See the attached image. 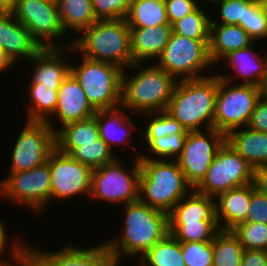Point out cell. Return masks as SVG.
<instances>
[{
  "mask_svg": "<svg viewBox=\"0 0 267 266\" xmlns=\"http://www.w3.org/2000/svg\"><path fill=\"white\" fill-rule=\"evenodd\" d=\"M267 224V195L260 193L251 183V199L247 212V221Z\"/></svg>",
  "mask_w": 267,
  "mask_h": 266,
  "instance_id": "cell-42",
  "label": "cell"
},
{
  "mask_svg": "<svg viewBox=\"0 0 267 266\" xmlns=\"http://www.w3.org/2000/svg\"><path fill=\"white\" fill-rule=\"evenodd\" d=\"M254 0H225L219 4L220 7V19L221 23L215 20L210 24H233L239 25L240 21H244L245 9L253 2Z\"/></svg>",
  "mask_w": 267,
  "mask_h": 266,
  "instance_id": "cell-41",
  "label": "cell"
},
{
  "mask_svg": "<svg viewBox=\"0 0 267 266\" xmlns=\"http://www.w3.org/2000/svg\"><path fill=\"white\" fill-rule=\"evenodd\" d=\"M218 80L217 74L178 81L166 112L188 132L201 131L202 124L212 129Z\"/></svg>",
  "mask_w": 267,
  "mask_h": 266,
  "instance_id": "cell-3",
  "label": "cell"
},
{
  "mask_svg": "<svg viewBox=\"0 0 267 266\" xmlns=\"http://www.w3.org/2000/svg\"><path fill=\"white\" fill-rule=\"evenodd\" d=\"M49 163L27 171L9 173L0 181V194L19 204L29 206L34 213H40L48 201H51Z\"/></svg>",
  "mask_w": 267,
  "mask_h": 266,
  "instance_id": "cell-12",
  "label": "cell"
},
{
  "mask_svg": "<svg viewBox=\"0 0 267 266\" xmlns=\"http://www.w3.org/2000/svg\"><path fill=\"white\" fill-rule=\"evenodd\" d=\"M119 160V161H118ZM130 170L115 159L92 170L90 197L106 202L129 204L139 199L140 161L133 162Z\"/></svg>",
  "mask_w": 267,
  "mask_h": 266,
  "instance_id": "cell-10",
  "label": "cell"
},
{
  "mask_svg": "<svg viewBox=\"0 0 267 266\" xmlns=\"http://www.w3.org/2000/svg\"><path fill=\"white\" fill-rule=\"evenodd\" d=\"M25 245V266H90L106 249L105 243L90 248L67 244L52 253Z\"/></svg>",
  "mask_w": 267,
  "mask_h": 266,
  "instance_id": "cell-17",
  "label": "cell"
},
{
  "mask_svg": "<svg viewBox=\"0 0 267 266\" xmlns=\"http://www.w3.org/2000/svg\"><path fill=\"white\" fill-rule=\"evenodd\" d=\"M67 48H41L30 61L35 63L31 83L61 85L71 72V64L65 54ZM63 50V51H62ZM64 52V54H63ZM64 55V56H63ZM66 56V57H65Z\"/></svg>",
  "mask_w": 267,
  "mask_h": 266,
  "instance_id": "cell-22",
  "label": "cell"
},
{
  "mask_svg": "<svg viewBox=\"0 0 267 266\" xmlns=\"http://www.w3.org/2000/svg\"><path fill=\"white\" fill-rule=\"evenodd\" d=\"M164 2L171 26L199 6L196 0H164Z\"/></svg>",
  "mask_w": 267,
  "mask_h": 266,
  "instance_id": "cell-44",
  "label": "cell"
},
{
  "mask_svg": "<svg viewBox=\"0 0 267 266\" xmlns=\"http://www.w3.org/2000/svg\"><path fill=\"white\" fill-rule=\"evenodd\" d=\"M11 13L21 24L26 26L32 38L41 48L72 46L73 42L70 41L64 46L63 43L62 45L61 43L57 44L59 38L63 40L66 32L60 22L56 1L17 0Z\"/></svg>",
  "mask_w": 267,
  "mask_h": 266,
  "instance_id": "cell-11",
  "label": "cell"
},
{
  "mask_svg": "<svg viewBox=\"0 0 267 266\" xmlns=\"http://www.w3.org/2000/svg\"><path fill=\"white\" fill-rule=\"evenodd\" d=\"M260 97L267 101V78H265L260 86Z\"/></svg>",
  "mask_w": 267,
  "mask_h": 266,
  "instance_id": "cell-51",
  "label": "cell"
},
{
  "mask_svg": "<svg viewBox=\"0 0 267 266\" xmlns=\"http://www.w3.org/2000/svg\"><path fill=\"white\" fill-rule=\"evenodd\" d=\"M131 0H92L97 20H115L126 18Z\"/></svg>",
  "mask_w": 267,
  "mask_h": 266,
  "instance_id": "cell-40",
  "label": "cell"
},
{
  "mask_svg": "<svg viewBox=\"0 0 267 266\" xmlns=\"http://www.w3.org/2000/svg\"><path fill=\"white\" fill-rule=\"evenodd\" d=\"M213 200L215 199L199 194L192 189L168 214V223L187 224L201 223L204 220H217L215 216V201Z\"/></svg>",
  "mask_w": 267,
  "mask_h": 266,
  "instance_id": "cell-24",
  "label": "cell"
},
{
  "mask_svg": "<svg viewBox=\"0 0 267 266\" xmlns=\"http://www.w3.org/2000/svg\"><path fill=\"white\" fill-rule=\"evenodd\" d=\"M252 182L253 168L225 141L217 151L206 176L194 190L214 198L230 189Z\"/></svg>",
  "mask_w": 267,
  "mask_h": 266,
  "instance_id": "cell-9",
  "label": "cell"
},
{
  "mask_svg": "<svg viewBox=\"0 0 267 266\" xmlns=\"http://www.w3.org/2000/svg\"><path fill=\"white\" fill-rule=\"evenodd\" d=\"M61 25L65 32L83 30L93 25L97 19L92 0H56Z\"/></svg>",
  "mask_w": 267,
  "mask_h": 266,
  "instance_id": "cell-30",
  "label": "cell"
},
{
  "mask_svg": "<svg viewBox=\"0 0 267 266\" xmlns=\"http://www.w3.org/2000/svg\"><path fill=\"white\" fill-rule=\"evenodd\" d=\"M28 96H30V105H28L27 121L47 122L56 132L57 129L52 126L49 118L55 112L58 102V89L60 85H45L43 83H29Z\"/></svg>",
  "mask_w": 267,
  "mask_h": 266,
  "instance_id": "cell-29",
  "label": "cell"
},
{
  "mask_svg": "<svg viewBox=\"0 0 267 266\" xmlns=\"http://www.w3.org/2000/svg\"><path fill=\"white\" fill-rule=\"evenodd\" d=\"M55 148V131L47 122L27 121L13 147L9 173L44 164Z\"/></svg>",
  "mask_w": 267,
  "mask_h": 266,
  "instance_id": "cell-13",
  "label": "cell"
},
{
  "mask_svg": "<svg viewBox=\"0 0 267 266\" xmlns=\"http://www.w3.org/2000/svg\"><path fill=\"white\" fill-rule=\"evenodd\" d=\"M253 45L254 42L246 48L231 51L223 59L231 65L233 73L236 72L234 77L242 78L241 82L244 80L242 84L260 87L266 76L265 59L252 50Z\"/></svg>",
  "mask_w": 267,
  "mask_h": 266,
  "instance_id": "cell-27",
  "label": "cell"
},
{
  "mask_svg": "<svg viewBox=\"0 0 267 266\" xmlns=\"http://www.w3.org/2000/svg\"><path fill=\"white\" fill-rule=\"evenodd\" d=\"M95 113L78 80L70 72L58 89V102L52 117L57 116L63 126L91 118Z\"/></svg>",
  "mask_w": 267,
  "mask_h": 266,
  "instance_id": "cell-18",
  "label": "cell"
},
{
  "mask_svg": "<svg viewBox=\"0 0 267 266\" xmlns=\"http://www.w3.org/2000/svg\"><path fill=\"white\" fill-rule=\"evenodd\" d=\"M125 206L123 236L108 240L106 248L118 258L144 256L169 233L168 214L150 207L139 199Z\"/></svg>",
  "mask_w": 267,
  "mask_h": 266,
  "instance_id": "cell-1",
  "label": "cell"
},
{
  "mask_svg": "<svg viewBox=\"0 0 267 266\" xmlns=\"http://www.w3.org/2000/svg\"><path fill=\"white\" fill-rule=\"evenodd\" d=\"M252 183L257 191L267 195V165L258 166L253 169Z\"/></svg>",
  "mask_w": 267,
  "mask_h": 266,
  "instance_id": "cell-47",
  "label": "cell"
},
{
  "mask_svg": "<svg viewBox=\"0 0 267 266\" xmlns=\"http://www.w3.org/2000/svg\"><path fill=\"white\" fill-rule=\"evenodd\" d=\"M213 266H241L243 246L231 230H220L212 241Z\"/></svg>",
  "mask_w": 267,
  "mask_h": 266,
  "instance_id": "cell-33",
  "label": "cell"
},
{
  "mask_svg": "<svg viewBox=\"0 0 267 266\" xmlns=\"http://www.w3.org/2000/svg\"><path fill=\"white\" fill-rule=\"evenodd\" d=\"M0 48L14 62H17L20 57L30 60L41 49L26 26L21 24L11 12H0Z\"/></svg>",
  "mask_w": 267,
  "mask_h": 266,
  "instance_id": "cell-19",
  "label": "cell"
},
{
  "mask_svg": "<svg viewBox=\"0 0 267 266\" xmlns=\"http://www.w3.org/2000/svg\"><path fill=\"white\" fill-rule=\"evenodd\" d=\"M218 75L213 128L227 135L234 129L247 126L260 98V87L241 83L229 87L232 76Z\"/></svg>",
  "mask_w": 267,
  "mask_h": 266,
  "instance_id": "cell-7",
  "label": "cell"
},
{
  "mask_svg": "<svg viewBox=\"0 0 267 266\" xmlns=\"http://www.w3.org/2000/svg\"><path fill=\"white\" fill-rule=\"evenodd\" d=\"M119 107V108H118ZM120 106L96 110L94 116L97 120L100 138H102L107 145L112 148L114 144L121 146L123 143H128L131 129L135 127L131 118L125 113V108L121 111Z\"/></svg>",
  "mask_w": 267,
  "mask_h": 266,
  "instance_id": "cell-26",
  "label": "cell"
},
{
  "mask_svg": "<svg viewBox=\"0 0 267 266\" xmlns=\"http://www.w3.org/2000/svg\"><path fill=\"white\" fill-rule=\"evenodd\" d=\"M200 1H209V2H211V3H213V4H215L216 3V5L218 4V3H220V2H222V1H225V0H200Z\"/></svg>",
  "mask_w": 267,
  "mask_h": 266,
  "instance_id": "cell-52",
  "label": "cell"
},
{
  "mask_svg": "<svg viewBox=\"0 0 267 266\" xmlns=\"http://www.w3.org/2000/svg\"><path fill=\"white\" fill-rule=\"evenodd\" d=\"M51 199H69L91 192L92 169L55 148L49 155Z\"/></svg>",
  "mask_w": 267,
  "mask_h": 266,
  "instance_id": "cell-15",
  "label": "cell"
},
{
  "mask_svg": "<svg viewBox=\"0 0 267 266\" xmlns=\"http://www.w3.org/2000/svg\"><path fill=\"white\" fill-rule=\"evenodd\" d=\"M188 132L183 151L176 159L187 182L194 189L206 176L208 168L219 148L226 141V135L215 128Z\"/></svg>",
  "mask_w": 267,
  "mask_h": 266,
  "instance_id": "cell-14",
  "label": "cell"
},
{
  "mask_svg": "<svg viewBox=\"0 0 267 266\" xmlns=\"http://www.w3.org/2000/svg\"><path fill=\"white\" fill-rule=\"evenodd\" d=\"M129 27H155L169 24L164 0H131L127 17Z\"/></svg>",
  "mask_w": 267,
  "mask_h": 266,
  "instance_id": "cell-31",
  "label": "cell"
},
{
  "mask_svg": "<svg viewBox=\"0 0 267 266\" xmlns=\"http://www.w3.org/2000/svg\"><path fill=\"white\" fill-rule=\"evenodd\" d=\"M7 231H5V224L0 221V256H2V252L5 251V247L8 246V238H7ZM12 245V252L11 256L12 259L17 264L16 266H25V244H21L20 241H14L11 243ZM1 259V257H0ZM8 261V262H7ZM0 266H15L14 263L12 264L9 260H0Z\"/></svg>",
  "mask_w": 267,
  "mask_h": 266,
  "instance_id": "cell-43",
  "label": "cell"
},
{
  "mask_svg": "<svg viewBox=\"0 0 267 266\" xmlns=\"http://www.w3.org/2000/svg\"><path fill=\"white\" fill-rule=\"evenodd\" d=\"M249 129L267 133V101L260 97L247 124Z\"/></svg>",
  "mask_w": 267,
  "mask_h": 266,
  "instance_id": "cell-45",
  "label": "cell"
},
{
  "mask_svg": "<svg viewBox=\"0 0 267 266\" xmlns=\"http://www.w3.org/2000/svg\"><path fill=\"white\" fill-rule=\"evenodd\" d=\"M226 141L254 169L267 165V133L249 129H234L226 135Z\"/></svg>",
  "mask_w": 267,
  "mask_h": 266,
  "instance_id": "cell-25",
  "label": "cell"
},
{
  "mask_svg": "<svg viewBox=\"0 0 267 266\" xmlns=\"http://www.w3.org/2000/svg\"><path fill=\"white\" fill-rule=\"evenodd\" d=\"M119 263L120 258L106 248L90 266H119Z\"/></svg>",
  "mask_w": 267,
  "mask_h": 266,
  "instance_id": "cell-48",
  "label": "cell"
},
{
  "mask_svg": "<svg viewBox=\"0 0 267 266\" xmlns=\"http://www.w3.org/2000/svg\"><path fill=\"white\" fill-rule=\"evenodd\" d=\"M181 248L186 266H213L212 241L184 242Z\"/></svg>",
  "mask_w": 267,
  "mask_h": 266,
  "instance_id": "cell-39",
  "label": "cell"
},
{
  "mask_svg": "<svg viewBox=\"0 0 267 266\" xmlns=\"http://www.w3.org/2000/svg\"><path fill=\"white\" fill-rule=\"evenodd\" d=\"M261 3L265 9V12L267 13V0H261Z\"/></svg>",
  "mask_w": 267,
  "mask_h": 266,
  "instance_id": "cell-53",
  "label": "cell"
},
{
  "mask_svg": "<svg viewBox=\"0 0 267 266\" xmlns=\"http://www.w3.org/2000/svg\"><path fill=\"white\" fill-rule=\"evenodd\" d=\"M137 156L140 161L139 200L169 214L191 192L188 190L193 189L192 186L176 159L157 160L142 153Z\"/></svg>",
  "mask_w": 267,
  "mask_h": 266,
  "instance_id": "cell-2",
  "label": "cell"
},
{
  "mask_svg": "<svg viewBox=\"0 0 267 266\" xmlns=\"http://www.w3.org/2000/svg\"><path fill=\"white\" fill-rule=\"evenodd\" d=\"M16 63L12 60V58L0 48V73L7 71V69L12 67V65Z\"/></svg>",
  "mask_w": 267,
  "mask_h": 266,
  "instance_id": "cell-49",
  "label": "cell"
},
{
  "mask_svg": "<svg viewBox=\"0 0 267 266\" xmlns=\"http://www.w3.org/2000/svg\"><path fill=\"white\" fill-rule=\"evenodd\" d=\"M211 19L199 6L191 13L176 21L172 31L192 40L209 41Z\"/></svg>",
  "mask_w": 267,
  "mask_h": 266,
  "instance_id": "cell-35",
  "label": "cell"
},
{
  "mask_svg": "<svg viewBox=\"0 0 267 266\" xmlns=\"http://www.w3.org/2000/svg\"><path fill=\"white\" fill-rule=\"evenodd\" d=\"M145 115L151 120L142 139L148 144L150 153L156 155L157 160L173 159L174 156L177 159L183 151L188 131L166 111Z\"/></svg>",
  "mask_w": 267,
  "mask_h": 266,
  "instance_id": "cell-16",
  "label": "cell"
},
{
  "mask_svg": "<svg viewBox=\"0 0 267 266\" xmlns=\"http://www.w3.org/2000/svg\"><path fill=\"white\" fill-rule=\"evenodd\" d=\"M138 266H147V265L144 262H141V265H138Z\"/></svg>",
  "mask_w": 267,
  "mask_h": 266,
  "instance_id": "cell-55",
  "label": "cell"
},
{
  "mask_svg": "<svg viewBox=\"0 0 267 266\" xmlns=\"http://www.w3.org/2000/svg\"><path fill=\"white\" fill-rule=\"evenodd\" d=\"M141 261L147 266H186L181 243L169 233L144 254Z\"/></svg>",
  "mask_w": 267,
  "mask_h": 266,
  "instance_id": "cell-32",
  "label": "cell"
},
{
  "mask_svg": "<svg viewBox=\"0 0 267 266\" xmlns=\"http://www.w3.org/2000/svg\"><path fill=\"white\" fill-rule=\"evenodd\" d=\"M98 138L100 135L95 116L65 124L55 132L56 148L65 154L80 144L95 143Z\"/></svg>",
  "mask_w": 267,
  "mask_h": 266,
  "instance_id": "cell-28",
  "label": "cell"
},
{
  "mask_svg": "<svg viewBox=\"0 0 267 266\" xmlns=\"http://www.w3.org/2000/svg\"><path fill=\"white\" fill-rule=\"evenodd\" d=\"M244 249L267 251V224L242 222L232 230Z\"/></svg>",
  "mask_w": 267,
  "mask_h": 266,
  "instance_id": "cell-37",
  "label": "cell"
},
{
  "mask_svg": "<svg viewBox=\"0 0 267 266\" xmlns=\"http://www.w3.org/2000/svg\"><path fill=\"white\" fill-rule=\"evenodd\" d=\"M253 42L239 25L210 24L209 56L214 65L231 51L246 48Z\"/></svg>",
  "mask_w": 267,
  "mask_h": 266,
  "instance_id": "cell-23",
  "label": "cell"
},
{
  "mask_svg": "<svg viewBox=\"0 0 267 266\" xmlns=\"http://www.w3.org/2000/svg\"><path fill=\"white\" fill-rule=\"evenodd\" d=\"M17 0H0V12H11Z\"/></svg>",
  "mask_w": 267,
  "mask_h": 266,
  "instance_id": "cell-50",
  "label": "cell"
},
{
  "mask_svg": "<svg viewBox=\"0 0 267 266\" xmlns=\"http://www.w3.org/2000/svg\"><path fill=\"white\" fill-rule=\"evenodd\" d=\"M220 231L217 220H204L201 223L169 224V234L180 243L211 242Z\"/></svg>",
  "mask_w": 267,
  "mask_h": 266,
  "instance_id": "cell-34",
  "label": "cell"
},
{
  "mask_svg": "<svg viewBox=\"0 0 267 266\" xmlns=\"http://www.w3.org/2000/svg\"><path fill=\"white\" fill-rule=\"evenodd\" d=\"M240 26L253 41L267 37V13L261 0H254L245 9L244 21H240Z\"/></svg>",
  "mask_w": 267,
  "mask_h": 266,
  "instance_id": "cell-38",
  "label": "cell"
},
{
  "mask_svg": "<svg viewBox=\"0 0 267 266\" xmlns=\"http://www.w3.org/2000/svg\"><path fill=\"white\" fill-rule=\"evenodd\" d=\"M208 44L209 41L192 40L172 32L157 65L176 81L204 77L199 73L214 65L209 56Z\"/></svg>",
  "mask_w": 267,
  "mask_h": 266,
  "instance_id": "cell-8",
  "label": "cell"
},
{
  "mask_svg": "<svg viewBox=\"0 0 267 266\" xmlns=\"http://www.w3.org/2000/svg\"><path fill=\"white\" fill-rule=\"evenodd\" d=\"M72 41L69 50L83 53V57L129 68L133 64L131 55L130 27L126 19L97 20Z\"/></svg>",
  "mask_w": 267,
  "mask_h": 266,
  "instance_id": "cell-4",
  "label": "cell"
},
{
  "mask_svg": "<svg viewBox=\"0 0 267 266\" xmlns=\"http://www.w3.org/2000/svg\"><path fill=\"white\" fill-rule=\"evenodd\" d=\"M170 24L155 27H130L131 55L133 63L159 58L172 34ZM143 60V61H142Z\"/></svg>",
  "mask_w": 267,
  "mask_h": 266,
  "instance_id": "cell-21",
  "label": "cell"
},
{
  "mask_svg": "<svg viewBox=\"0 0 267 266\" xmlns=\"http://www.w3.org/2000/svg\"><path fill=\"white\" fill-rule=\"evenodd\" d=\"M130 67L138 72L127 77L123 71L121 107L144 114L166 111L178 81L156 63L145 68L142 63H133Z\"/></svg>",
  "mask_w": 267,
  "mask_h": 266,
  "instance_id": "cell-5",
  "label": "cell"
},
{
  "mask_svg": "<svg viewBox=\"0 0 267 266\" xmlns=\"http://www.w3.org/2000/svg\"><path fill=\"white\" fill-rule=\"evenodd\" d=\"M216 198L219 200H215V216L220 230H232L236 225L247 221L251 183L230 189Z\"/></svg>",
  "mask_w": 267,
  "mask_h": 266,
  "instance_id": "cell-20",
  "label": "cell"
},
{
  "mask_svg": "<svg viewBox=\"0 0 267 266\" xmlns=\"http://www.w3.org/2000/svg\"><path fill=\"white\" fill-rule=\"evenodd\" d=\"M83 58L78 67L71 64V73L78 80L91 106L95 110L121 106L124 69L110 63Z\"/></svg>",
  "mask_w": 267,
  "mask_h": 266,
  "instance_id": "cell-6",
  "label": "cell"
},
{
  "mask_svg": "<svg viewBox=\"0 0 267 266\" xmlns=\"http://www.w3.org/2000/svg\"><path fill=\"white\" fill-rule=\"evenodd\" d=\"M112 151L102 138H98L95 143L80 144L69 155L74 160L89 166L93 170L115 160L116 158Z\"/></svg>",
  "mask_w": 267,
  "mask_h": 266,
  "instance_id": "cell-36",
  "label": "cell"
},
{
  "mask_svg": "<svg viewBox=\"0 0 267 266\" xmlns=\"http://www.w3.org/2000/svg\"><path fill=\"white\" fill-rule=\"evenodd\" d=\"M241 266H267V251L244 249Z\"/></svg>",
  "mask_w": 267,
  "mask_h": 266,
  "instance_id": "cell-46",
  "label": "cell"
},
{
  "mask_svg": "<svg viewBox=\"0 0 267 266\" xmlns=\"http://www.w3.org/2000/svg\"><path fill=\"white\" fill-rule=\"evenodd\" d=\"M264 59H265V72H266L265 78H267V56L266 55L264 56Z\"/></svg>",
  "mask_w": 267,
  "mask_h": 266,
  "instance_id": "cell-54",
  "label": "cell"
}]
</instances>
